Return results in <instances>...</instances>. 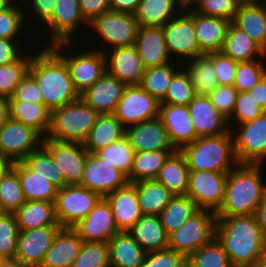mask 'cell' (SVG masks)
<instances>
[{"instance_id": "cell-1", "label": "cell", "mask_w": 266, "mask_h": 267, "mask_svg": "<svg viewBox=\"0 0 266 267\" xmlns=\"http://www.w3.org/2000/svg\"><path fill=\"white\" fill-rule=\"evenodd\" d=\"M233 267H252L266 252L255 215L217 216L216 236Z\"/></svg>"}, {"instance_id": "cell-2", "label": "cell", "mask_w": 266, "mask_h": 267, "mask_svg": "<svg viewBox=\"0 0 266 267\" xmlns=\"http://www.w3.org/2000/svg\"><path fill=\"white\" fill-rule=\"evenodd\" d=\"M37 51L32 56L28 73L36 80L45 107L52 112L80 99L64 59L51 46Z\"/></svg>"}, {"instance_id": "cell-3", "label": "cell", "mask_w": 266, "mask_h": 267, "mask_svg": "<svg viewBox=\"0 0 266 267\" xmlns=\"http://www.w3.org/2000/svg\"><path fill=\"white\" fill-rule=\"evenodd\" d=\"M263 164H237L228 172L225 197L216 216L255 215L266 194Z\"/></svg>"}, {"instance_id": "cell-4", "label": "cell", "mask_w": 266, "mask_h": 267, "mask_svg": "<svg viewBox=\"0 0 266 267\" xmlns=\"http://www.w3.org/2000/svg\"><path fill=\"white\" fill-rule=\"evenodd\" d=\"M180 152L190 171L229 172L238 164L231 130L217 136L199 137Z\"/></svg>"}, {"instance_id": "cell-5", "label": "cell", "mask_w": 266, "mask_h": 267, "mask_svg": "<svg viewBox=\"0 0 266 267\" xmlns=\"http://www.w3.org/2000/svg\"><path fill=\"white\" fill-rule=\"evenodd\" d=\"M99 113L81 99L51 112L50 129L44 139L83 143Z\"/></svg>"}, {"instance_id": "cell-6", "label": "cell", "mask_w": 266, "mask_h": 267, "mask_svg": "<svg viewBox=\"0 0 266 267\" xmlns=\"http://www.w3.org/2000/svg\"><path fill=\"white\" fill-rule=\"evenodd\" d=\"M51 47L64 59L68 65L72 82L79 95L90 88L107 71L106 57L104 52L108 48L104 47L103 50L91 48L90 51H79V49H77L78 46L75 45L74 42H61L54 44ZM68 47L71 48V51L73 49L78 50V54L76 53L72 55L71 52V55L68 56L67 53H64L66 51L65 48L68 49ZM61 50L64 51L61 52Z\"/></svg>"}, {"instance_id": "cell-7", "label": "cell", "mask_w": 266, "mask_h": 267, "mask_svg": "<svg viewBox=\"0 0 266 267\" xmlns=\"http://www.w3.org/2000/svg\"><path fill=\"white\" fill-rule=\"evenodd\" d=\"M216 213L199 209L183 225L168 235V248L188 258L216 236Z\"/></svg>"}, {"instance_id": "cell-8", "label": "cell", "mask_w": 266, "mask_h": 267, "mask_svg": "<svg viewBox=\"0 0 266 267\" xmlns=\"http://www.w3.org/2000/svg\"><path fill=\"white\" fill-rule=\"evenodd\" d=\"M163 31L167 51L173 61L179 60L183 64L182 61L204 55L196 38L194 8L190 4H186L182 13L168 21L163 26Z\"/></svg>"}, {"instance_id": "cell-9", "label": "cell", "mask_w": 266, "mask_h": 267, "mask_svg": "<svg viewBox=\"0 0 266 267\" xmlns=\"http://www.w3.org/2000/svg\"><path fill=\"white\" fill-rule=\"evenodd\" d=\"M102 198L97 192L80 185H65L58 189L54 202L55 216L61 227H74Z\"/></svg>"}, {"instance_id": "cell-10", "label": "cell", "mask_w": 266, "mask_h": 267, "mask_svg": "<svg viewBox=\"0 0 266 267\" xmlns=\"http://www.w3.org/2000/svg\"><path fill=\"white\" fill-rule=\"evenodd\" d=\"M235 129H231V132L238 164H264L263 162L266 161V112L254 120L238 125Z\"/></svg>"}, {"instance_id": "cell-11", "label": "cell", "mask_w": 266, "mask_h": 267, "mask_svg": "<svg viewBox=\"0 0 266 267\" xmlns=\"http://www.w3.org/2000/svg\"><path fill=\"white\" fill-rule=\"evenodd\" d=\"M89 27L98 33L99 42L103 40V45L114 49L135 45L139 25L134 14L108 10L96 17Z\"/></svg>"}, {"instance_id": "cell-12", "label": "cell", "mask_w": 266, "mask_h": 267, "mask_svg": "<svg viewBox=\"0 0 266 267\" xmlns=\"http://www.w3.org/2000/svg\"><path fill=\"white\" fill-rule=\"evenodd\" d=\"M228 172L190 171L186 195L197 207L217 213L224 201Z\"/></svg>"}, {"instance_id": "cell-13", "label": "cell", "mask_w": 266, "mask_h": 267, "mask_svg": "<svg viewBox=\"0 0 266 267\" xmlns=\"http://www.w3.org/2000/svg\"><path fill=\"white\" fill-rule=\"evenodd\" d=\"M44 137L31 127L9 119L0 129V157L22 161L43 145Z\"/></svg>"}, {"instance_id": "cell-14", "label": "cell", "mask_w": 266, "mask_h": 267, "mask_svg": "<svg viewBox=\"0 0 266 267\" xmlns=\"http://www.w3.org/2000/svg\"><path fill=\"white\" fill-rule=\"evenodd\" d=\"M159 104V101L139 85H127L113 115L127 128L158 118Z\"/></svg>"}, {"instance_id": "cell-15", "label": "cell", "mask_w": 266, "mask_h": 267, "mask_svg": "<svg viewBox=\"0 0 266 267\" xmlns=\"http://www.w3.org/2000/svg\"><path fill=\"white\" fill-rule=\"evenodd\" d=\"M43 146L61 169L66 185H80L89 154L83 143L44 139Z\"/></svg>"}, {"instance_id": "cell-16", "label": "cell", "mask_w": 266, "mask_h": 267, "mask_svg": "<svg viewBox=\"0 0 266 267\" xmlns=\"http://www.w3.org/2000/svg\"><path fill=\"white\" fill-rule=\"evenodd\" d=\"M127 176L95 153H89L80 186L97 192L102 197L124 187Z\"/></svg>"}, {"instance_id": "cell-17", "label": "cell", "mask_w": 266, "mask_h": 267, "mask_svg": "<svg viewBox=\"0 0 266 267\" xmlns=\"http://www.w3.org/2000/svg\"><path fill=\"white\" fill-rule=\"evenodd\" d=\"M82 24L89 26L81 13L79 0H57L52 17L45 23L52 34L46 46L74 42L73 36Z\"/></svg>"}, {"instance_id": "cell-18", "label": "cell", "mask_w": 266, "mask_h": 267, "mask_svg": "<svg viewBox=\"0 0 266 267\" xmlns=\"http://www.w3.org/2000/svg\"><path fill=\"white\" fill-rule=\"evenodd\" d=\"M84 242H105L119 231L114 222L112 208L105 197H102L95 207L73 227Z\"/></svg>"}, {"instance_id": "cell-19", "label": "cell", "mask_w": 266, "mask_h": 267, "mask_svg": "<svg viewBox=\"0 0 266 267\" xmlns=\"http://www.w3.org/2000/svg\"><path fill=\"white\" fill-rule=\"evenodd\" d=\"M61 226L19 231L15 258L28 267H39Z\"/></svg>"}, {"instance_id": "cell-20", "label": "cell", "mask_w": 266, "mask_h": 267, "mask_svg": "<svg viewBox=\"0 0 266 267\" xmlns=\"http://www.w3.org/2000/svg\"><path fill=\"white\" fill-rule=\"evenodd\" d=\"M158 118L165 126L170 142L176 150L198 138L190 119L188 105L160 103Z\"/></svg>"}, {"instance_id": "cell-21", "label": "cell", "mask_w": 266, "mask_h": 267, "mask_svg": "<svg viewBox=\"0 0 266 267\" xmlns=\"http://www.w3.org/2000/svg\"><path fill=\"white\" fill-rule=\"evenodd\" d=\"M104 54L109 74L126 85L140 84L146 68L134 45L108 49Z\"/></svg>"}, {"instance_id": "cell-22", "label": "cell", "mask_w": 266, "mask_h": 267, "mask_svg": "<svg viewBox=\"0 0 266 267\" xmlns=\"http://www.w3.org/2000/svg\"><path fill=\"white\" fill-rule=\"evenodd\" d=\"M188 109L198 138L230 131L228 119L216 109L208 96H195L188 104Z\"/></svg>"}, {"instance_id": "cell-23", "label": "cell", "mask_w": 266, "mask_h": 267, "mask_svg": "<svg viewBox=\"0 0 266 267\" xmlns=\"http://www.w3.org/2000/svg\"><path fill=\"white\" fill-rule=\"evenodd\" d=\"M126 86L106 71L90 88L80 94V99L99 114H113Z\"/></svg>"}, {"instance_id": "cell-24", "label": "cell", "mask_w": 266, "mask_h": 267, "mask_svg": "<svg viewBox=\"0 0 266 267\" xmlns=\"http://www.w3.org/2000/svg\"><path fill=\"white\" fill-rule=\"evenodd\" d=\"M125 136L129 139L135 153L154 150H176L159 118L128 126Z\"/></svg>"}, {"instance_id": "cell-25", "label": "cell", "mask_w": 266, "mask_h": 267, "mask_svg": "<svg viewBox=\"0 0 266 267\" xmlns=\"http://www.w3.org/2000/svg\"><path fill=\"white\" fill-rule=\"evenodd\" d=\"M134 46L145 68L172 62L161 26H139Z\"/></svg>"}, {"instance_id": "cell-26", "label": "cell", "mask_w": 266, "mask_h": 267, "mask_svg": "<svg viewBox=\"0 0 266 267\" xmlns=\"http://www.w3.org/2000/svg\"><path fill=\"white\" fill-rule=\"evenodd\" d=\"M109 202L118 231L128 232L143 216L137 199L136 188L128 182L105 196Z\"/></svg>"}, {"instance_id": "cell-27", "label": "cell", "mask_w": 266, "mask_h": 267, "mask_svg": "<svg viewBox=\"0 0 266 267\" xmlns=\"http://www.w3.org/2000/svg\"><path fill=\"white\" fill-rule=\"evenodd\" d=\"M83 242L74 228L61 227L39 267H71Z\"/></svg>"}, {"instance_id": "cell-28", "label": "cell", "mask_w": 266, "mask_h": 267, "mask_svg": "<svg viewBox=\"0 0 266 267\" xmlns=\"http://www.w3.org/2000/svg\"><path fill=\"white\" fill-rule=\"evenodd\" d=\"M232 23L266 52V0L240 3Z\"/></svg>"}, {"instance_id": "cell-29", "label": "cell", "mask_w": 266, "mask_h": 267, "mask_svg": "<svg viewBox=\"0 0 266 267\" xmlns=\"http://www.w3.org/2000/svg\"><path fill=\"white\" fill-rule=\"evenodd\" d=\"M231 21L198 13L194 9L196 38L203 54L222 51Z\"/></svg>"}, {"instance_id": "cell-30", "label": "cell", "mask_w": 266, "mask_h": 267, "mask_svg": "<svg viewBox=\"0 0 266 267\" xmlns=\"http://www.w3.org/2000/svg\"><path fill=\"white\" fill-rule=\"evenodd\" d=\"M110 267H141L146 251L126 231H119L108 242Z\"/></svg>"}, {"instance_id": "cell-31", "label": "cell", "mask_w": 266, "mask_h": 267, "mask_svg": "<svg viewBox=\"0 0 266 267\" xmlns=\"http://www.w3.org/2000/svg\"><path fill=\"white\" fill-rule=\"evenodd\" d=\"M185 5L182 0H141L134 16L139 26L163 27L182 12Z\"/></svg>"}, {"instance_id": "cell-32", "label": "cell", "mask_w": 266, "mask_h": 267, "mask_svg": "<svg viewBox=\"0 0 266 267\" xmlns=\"http://www.w3.org/2000/svg\"><path fill=\"white\" fill-rule=\"evenodd\" d=\"M128 232L146 252L168 248V234L159 216L143 215Z\"/></svg>"}, {"instance_id": "cell-33", "label": "cell", "mask_w": 266, "mask_h": 267, "mask_svg": "<svg viewBox=\"0 0 266 267\" xmlns=\"http://www.w3.org/2000/svg\"><path fill=\"white\" fill-rule=\"evenodd\" d=\"M125 135L126 128L113 114H100L83 145L89 153H95Z\"/></svg>"}, {"instance_id": "cell-34", "label": "cell", "mask_w": 266, "mask_h": 267, "mask_svg": "<svg viewBox=\"0 0 266 267\" xmlns=\"http://www.w3.org/2000/svg\"><path fill=\"white\" fill-rule=\"evenodd\" d=\"M12 168L18 173L26 201L55 202L58 188L51 181L37 175L22 161L14 162Z\"/></svg>"}, {"instance_id": "cell-35", "label": "cell", "mask_w": 266, "mask_h": 267, "mask_svg": "<svg viewBox=\"0 0 266 267\" xmlns=\"http://www.w3.org/2000/svg\"><path fill=\"white\" fill-rule=\"evenodd\" d=\"M14 214L19 231L45 226H61L55 216L54 202L26 201Z\"/></svg>"}, {"instance_id": "cell-36", "label": "cell", "mask_w": 266, "mask_h": 267, "mask_svg": "<svg viewBox=\"0 0 266 267\" xmlns=\"http://www.w3.org/2000/svg\"><path fill=\"white\" fill-rule=\"evenodd\" d=\"M222 52L237 62L266 57V52L247 33L236 27L232 22L227 30Z\"/></svg>"}, {"instance_id": "cell-37", "label": "cell", "mask_w": 266, "mask_h": 267, "mask_svg": "<svg viewBox=\"0 0 266 267\" xmlns=\"http://www.w3.org/2000/svg\"><path fill=\"white\" fill-rule=\"evenodd\" d=\"M189 167L180 150L170 154L161 167L156 178L174 196L186 195L189 180Z\"/></svg>"}, {"instance_id": "cell-38", "label": "cell", "mask_w": 266, "mask_h": 267, "mask_svg": "<svg viewBox=\"0 0 266 267\" xmlns=\"http://www.w3.org/2000/svg\"><path fill=\"white\" fill-rule=\"evenodd\" d=\"M143 215L159 216L174 195L156 179L133 183Z\"/></svg>"}, {"instance_id": "cell-39", "label": "cell", "mask_w": 266, "mask_h": 267, "mask_svg": "<svg viewBox=\"0 0 266 267\" xmlns=\"http://www.w3.org/2000/svg\"><path fill=\"white\" fill-rule=\"evenodd\" d=\"M10 119L38 131L44 138L50 129L51 112L44 104L9 101Z\"/></svg>"}, {"instance_id": "cell-40", "label": "cell", "mask_w": 266, "mask_h": 267, "mask_svg": "<svg viewBox=\"0 0 266 267\" xmlns=\"http://www.w3.org/2000/svg\"><path fill=\"white\" fill-rule=\"evenodd\" d=\"M186 61L185 70L189 74L195 96H208L218 86L213 61L206 54Z\"/></svg>"}, {"instance_id": "cell-41", "label": "cell", "mask_w": 266, "mask_h": 267, "mask_svg": "<svg viewBox=\"0 0 266 267\" xmlns=\"http://www.w3.org/2000/svg\"><path fill=\"white\" fill-rule=\"evenodd\" d=\"M177 63L179 64L172 60L165 65L146 68L139 86L161 102L166 96L173 76L184 66L181 64L180 67Z\"/></svg>"}, {"instance_id": "cell-42", "label": "cell", "mask_w": 266, "mask_h": 267, "mask_svg": "<svg viewBox=\"0 0 266 267\" xmlns=\"http://www.w3.org/2000/svg\"><path fill=\"white\" fill-rule=\"evenodd\" d=\"M176 150H154L135 153L128 182L156 179L168 156Z\"/></svg>"}, {"instance_id": "cell-43", "label": "cell", "mask_w": 266, "mask_h": 267, "mask_svg": "<svg viewBox=\"0 0 266 267\" xmlns=\"http://www.w3.org/2000/svg\"><path fill=\"white\" fill-rule=\"evenodd\" d=\"M198 210L199 208L190 197L177 195L160 212L159 218L164 230L169 235L179 229Z\"/></svg>"}, {"instance_id": "cell-44", "label": "cell", "mask_w": 266, "mask_h": 267, "mask_svg": "<svg viewBox=\"0 0 266 267\" xmlns=\"http://www.w3.org/2000/svg\"><path fill=\"white\" fill-rule=\"evenodd\" d=\"M22 162L37 175L47 178L58 189L66 185L61 169L55 164L52 154L43 145L32 151Z\"/></svg>"}, {"instance_id": "cell-45", "label": "cell", "mask_w": 266, "mask_h": 267, "mask_svg": "<svg viewBox=\"0 0 266 267\" xmlns=\"http://www.w3.org/2000/svg\"><path fill=\"white\" fill-rule=\"evenodd\" d=\"M95 154L116 167L127 177L130 175L135 152L126 136L107 147L101 148Z\"/></svg>"}, {"instance_id": "cell-46", "label": "cell", "mask_w": 266, "mask_h": 267, "mask_svg": "<svg viewBox=\"0 0 266 267\" xmlns=\"http://www.w3.org/2000/svg\"><path fill=\"white\" fill-rule=\"evenodd\" d=\"M25 202L18 173L11 167L0 181V209L15 213Z\"/></svg>"}, {"instance_id": "cell-47", "label": "cell", "mask_w": 266, "mask_h": 267, "mask_svg": "<svg viewBox=\"0 0 266 267\" xmlns=\"http://www.w3.org/2000/svg\"><path fill=\"white\" fill-rule=\"evenodd\" d=\"M33 53L21 55L15 62L0 65V96L11 97L26 76Z\"/></svg>"}, {"instance_id": "cell-48", "label": "cell", "mask_w": 266, "mask_h": 267, "mask_svg": "<svg viewBox=\"0 0 266 267\" xmlns=\"http://www.w3.org/2000/svg\"><path fill=\"white\" fill-rule=\"evenodd\" d=\"M194 267H233L222 244L215 237L187 258Z\"/></svg>"}, {"instance_id": "cell-49", "label": "cell", "mask_w": 266, "mask_h": 267, "mask_svg": "<svg viewBox=\"0 0 266 267\" xmlns=\"http://www.w3.org/2000/svg\"><path fill=\"white\" fill-rule=\"evenodd\" d=\"M71 267H110L108 243L83 242Z\"/></svg>"}, {"instance_id": "cell-50", "label": "cell", "mask_w": 266, "mask_h": 267, "mask_svg": "<svg viewBox=\"0 0 266 267\" xmlns=\"http://www.w3.org/2000/svg\"><path fill=\"white\" fill-rule=\"evenodd\" d=\"M27 6L29 5L26 4L23 7L14 1L8 8L0 12V38L20 40L18 36L22 35L21 31L23 30L21 29H24L22 27L26 20L25 13H28L24 8Z\"/></svg>"}, {"instance_id": "cell-51", "label": "cell", "mask_w": 266, "mask_h": 267, "mask_svg": "<svg viewBox=\"0 0 266 267\" xmlns=\"http://www.w3.org/2000/svg\"><path fill=\"white\" fill-rule=\"evenodd\" d=\"M195 97L189 74L186 70H179L172 78L165 98L160 103L174 105H188Z\"/></svg>"}, {"instance_id": "cell-52", "label": "cell", "mask_w": 266, "mask_h": 267, "mask_svg": "<svg viewBox=\"0 0 266 267\" xmlns=\"http://www.w3.org/2000/svg\"><path fill=\"white\" fill-rule=\"evenodd\" d=\"M19 227L14 213L0 214V259L15 258Z\"/></svg>"}, {"instance_id": "cell-53", "label": "cell", "mask_w": 266, "mask_h": 267, "mask_svg": "<svg viewBox=\"0 0 266 267\" xmlns=\"http://www.w3.org/2000/svg\"><path fill=\"white\" fill-rule=\"evenodd\" d=\"M260 60L238 62L234 87L238 92L249 91L266 74V66Z\"/></svg>"}, {"instance_id": "cell-54", "label": "cell", "mask_w": 266, "mask_h": 267, "mask_svg": "<svg viewBox=\"0 0 266 267\" xmlns=\"http://www.w3.org/2000/svg\"><path fill=\"white\" fill-rule=\"evenodd\" d=\"M266 111L246 92H238L236 104L231 117L228 119L229 128L234 129V122L242 124L254 120ZM233 118L237 120V122ZM233 125V126H232ZM232 126V127H231Z\"/></svg>"}, {"instance_id": "cell-55", "label": "cell", "mask_w": 266, "mask_h": 267, "mask_svg": "<svg viewBox=\"0 0 266 267\" xmlns=\"http://www.w3.org/2000/svg\"><path fill=\"white\" fill-rule=\"evenodd\" d=\"M240 3L239 0H192L189 4L198 13L221 17L232 22Z\"/></svg>"}, {"instance_id": "cell-56", "label": "cell", "mask_w": 266, "mask_h": 267, "mask_svg": "<svg viewBox=\"0 0 266 267\" xmlns=\"http://www.w3.org/2000/svg\"><path fill=\"white\" fill-rule=\"evenodd\" d=\"M206 55L213 61L218 85L233 86L238 62L233 61L222 51Z\"/></svg>"}, {"instance_id": "cell-57", "label": "cell", "mask_w": 266, "mask_h": 267, "mask_svg": "<svg viewBox=\"0 0 266 267\" xmlns=\"http://www.w3.org/2000/svg\"><path fill=\"white\" fill-rule=\"evenodd\" d=\"M238 90L234 86L218 85L208 95L212 104L227 119L234 111Z\"/></svg>"}, {"instance_id": "cell-58", "label": "cell", "mask_w": 266, "mask_h": 267, "mask_svg": "<svg viewBox=\"0 0 266 267\" xmlns=\"http://www.w3.org/2000/svg\"><path fill=\"white\" fill-rule=\"evenodd\" d=\"M187 258L172 249L147 252L141 267H181Z\"/></svg>"}, {"instance_id": "cell-59", "label": "cell", "mask_w": 266, "mask_h": 267, "mask_svg": "<svg viewBox=\"0 0 266 267\" xmlns=\"http://www.w3.org/2000/svg\"><path fill=\"white\" fill-rule=\"evenodd\" d=\"M9 101H25L37 104H44V99L36 80L27 73L16 87Z\"/></svg>"}, {"instance_id": "cell-60", "label": "cell", "mask_w": 266, "mask_h": 267, "mask_svg": "<svg viewBox=\"0 0 266 267\" xmlns=\"http://www.w3.org/2000/svg\"><path fill=\"white\" fill-rule=\"evenodd\" d=\"M83 18L90 24L96 17L110 10V0H79Z\"/></svg>"}, {"instance_id": "cell-61", "label": "cell", "mask_w": 266, "mask_h": 267, "mask_svg": "<svg viewBox=\"0 0 266 267\" xmlns=\"http://www.w3.org/2000/svg\"><path fill=\"white\" fill-rule=\"evenodd\" d=\"M20 46L18 39L0 38V65L15 62L23 53Z\"/></svg>"}, {"instance_id": "cell-62", "label": "cell", "mask_w": 266, "mask_h": 267, "mask_svg": "<svg viewBox=\"0 0 266 267\" xmlns=\"http://www.w3.org/2000/svg\"><path fill=\"white\" fill-rule=\"evenodd\" d=\"M31 4L35 18L40 23H46L53 15L57 0H23L22 3ZM36 14V15H35ZM41 20V21H40Z\"/></svg>"}, {"instance_id": "cell-63", "label": "cell", "mask_w": 266, "mask_h": 267, "mask_svg": "<svg viewBox=\"0 0 266 267\" xmlns=\"http://www.w3.org/2000/svg\"><path fill=\"white\" fill-rule=\"evenodd\" d=\"M248 92L251 97L266 111V74Z\"/></svg>"}, {"instance_id": "cell-64", "label": "cell", "mask_w": 266, "mask_h": 267, "mask_svg": "<svg viewBox=\"0 0 266 267\" xmlns=\"http://www.w3.org/2000/svg\"><path fill=\"white\" fill-rule=\"evenodd\" d=\"M141 0H110V10L134 14Z\"/></svg>"}, {"instance_id": "cell-65", "label": "cell", "mask_w": 266, "mask_h": 267, "mask_svg": "<svg viewBox=\"0 0 266 267\" xmlns=\"http://www.w3.org/2000/svg\"><path fill=\"white\" fill-rule=\"evenodd\" d=\"M255 217L263 235L266 237V194L255 212Z\"/></svg>"}, {"instance_id": "cell-66", "label": "cell", "mask_w": 266, "mask_h": 267, "mask_svg": "<svg viewBox=\"0 0 266 267\" xmlns=\"http://www.w3.org/2000/svg\"><path fill=\"white\" fill-rule=\"evenodd\" d=\"M10 119L9 98L0 96V129Z\"/></svg>"}, {"instance_id": "cell-67", "label": "cell", "mask_w": 266, "mask_h": 267, "mask_svg": "<svg viewBox=\"0 0 266 267\" xmlns=\"http://www.w3.org/2000/svg\"><path fill=\"white\" fill-rule=\"evenodd\" d=\"M0 267H28L17 258L0 259Z\"/></svg>"}, {"instance_id": "cell-68", "label": "cell", "mask_w": 266, "mask_h": 267, "mask_svg": "<svg viewBox=\"0 0 266 267\" xmlns=\"http://www.w3.org/2000/svg\"><path fill=\"white\" fill-rule=\"evenodd\" d=\"M12 162L0 157V181L2 180L3 176L6 172L12 167Z\"/></svg>"}, {"instance_id": "cell-69", "label": "cell", "mask_w": 266, "mask_h": 267, "mask_svg": "<svg viewBox=\"0 0 266 267\" xmlns=\"http://www.w3.org/2000/svg\"><path fill=\"white\" fill-rule=\"evenodd\" d=\"M252 267H266V252L257 260Z\"/></svg>"}, {"instance_id": "cell-70", "label": "cell", "mask_w": 266, "mask_h": 267, "mask_svg": "<svg viewBox=\"0 0 266 267\" xmlns=\"http://www.w3.org/2000/svg\"><path fill=\"white\" fill-rule=\"evenodd\" d=\"M13 2V0H0V12L8 8Z\"/></svg>"}, {"instance_id": "cell-71", "label": "cell", "mask_w": 266, "mask_h": 267, "mask_svg": "<svg viewBox=\"0 0 266 267\" xmlns=\"http://www.w3.org/2000/svg\"><path fill=\"white\" fill-rule=\"evenodd\" d=\"M181 267H194V266L188 259H186L185 262L181 265Z\"/></svg>"}, {"instance_id": "cell-72", "label": "cell", "mask_w": 266, "mask_h": 267, "mask_svg": "<svg viewBox=\"0 0 266 267\" xmlns=\"http://www.w3.org/2000/svg\"><path fill=\"white\" fill-rule=\"evenodd\" d=\"M241 3H245V2H255V1H258V0H239Z\"/></svg>"}, {"instance_id": "cell-73", "label": "cell", "mask_w": 266, "mask_h": 267, "mask_svg": "<svg viewBox=\"0 0 266 267\" xmlns=\"http://www.w3.org/2000/svg\"><path fill=\"white\" fill-rule=\"evenodd\" d=\"M185 4H189L192 0H182Z\"/></svg>"}]
</instances>
